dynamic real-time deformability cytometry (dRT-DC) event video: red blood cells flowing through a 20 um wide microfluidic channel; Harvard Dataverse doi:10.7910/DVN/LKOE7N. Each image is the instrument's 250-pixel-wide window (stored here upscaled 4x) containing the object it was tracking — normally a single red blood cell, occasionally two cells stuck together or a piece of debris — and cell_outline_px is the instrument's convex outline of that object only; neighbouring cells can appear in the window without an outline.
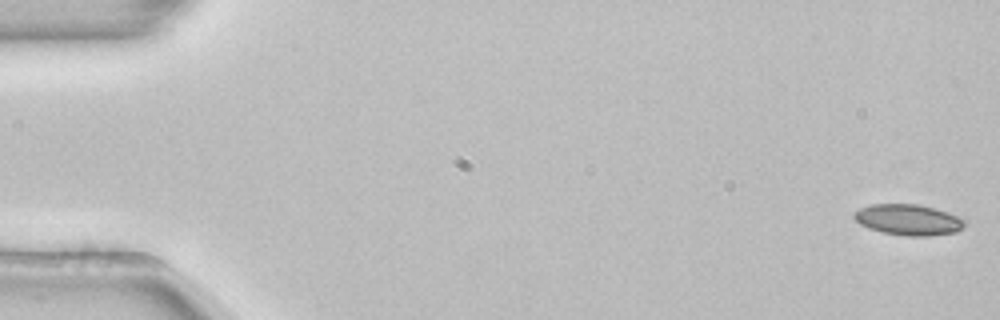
{"species": "common noctule bat (a hibernating species)", "species_latin": "Nyctalus noctula", "temperature_condition": "room temperature", "stored_images_in_passage": 53, "camera_frame_rate_fps": 3000, "um_per_image_px": 0.085, "animal": {"sex": "female", "body_mass_g": 22.7, "forearm_length_mm": 54.2}, "frame": {"image": 1, "passage_image": 1, "time_ms": 0.0, "image_size_px": [1000, 320], "cell_outline_px": [[968, 220], [956, 232], [932, 236], [908, 236], [884, 232], [868, 228], [860, 224], [852, 216], [860, 208], [872, 204], [916, 204], [936, 208]], "centroid_in_image_um": [77.23, 18.68], "position_along_channel_um": 7.8, "area_um2": 19.83}}
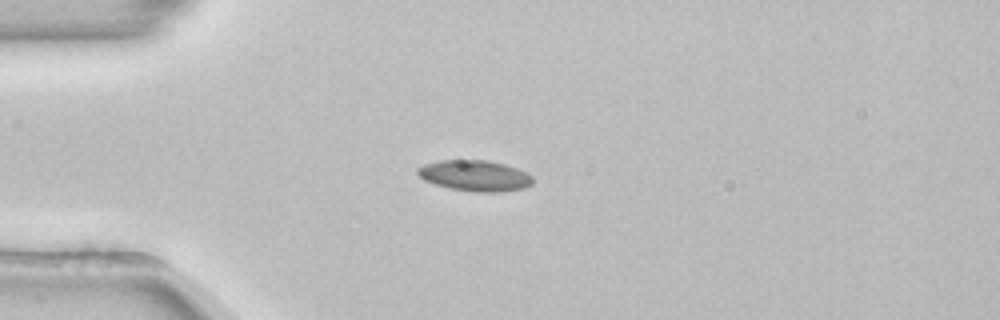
{"frame": {"image": 2, "passage_image": 14, "time_ms": 4.333, "image_size_px": [1000, 320], "cell_outline_px": [[532, 184], [524, 188], [500, 192], [472, 192], [452, 188], [436, 184], [424, 180], [416, 172], [416, 168], [424, 164], [440, 160], [488, 160], [504, 164], [516, 168], [532, 176]], "centroid_in_image_um": [40.35, 14.93], "position_along_channel_um": 44.6, "area_um2": 20.63}}
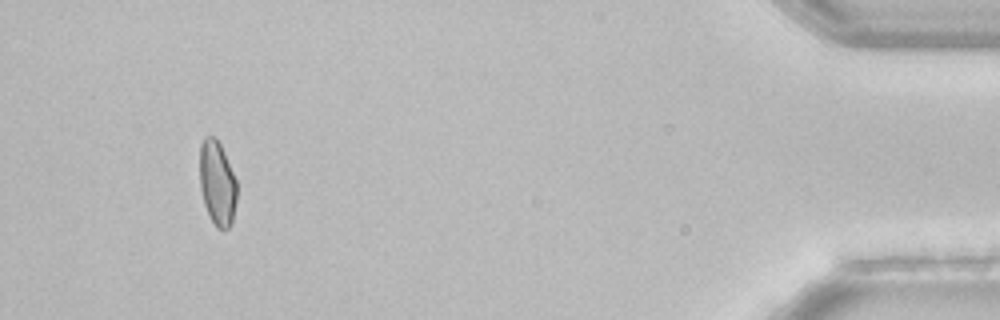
{"frame": {"image": 3, "passage_image": 50, "time_ms": 16.333, "image_size_px": [1000, 320], "cell_outline_px": [[236, 200], [232, 224], [228, 228], [216, 228], [204, 204], [200, 188], [200, 144], [204, 136], [216, 136], [224, 152], [236, 180]], "centroid_in_image_um": [18.45, 15.54], "position_along_channel_um": 416.7, "area_um2": 18.26}, "authors_computed_cell_mechanics": {"area_um2": 19.652, "velocity_mm_per_s": 3.8763, "shape_relaxation_time_tau1_ms": null, "shape_relaxation_time_tau2_ms": 2.8164, "deformation_change_tau1": null, "deformation_change_tau2": 0.0667}}